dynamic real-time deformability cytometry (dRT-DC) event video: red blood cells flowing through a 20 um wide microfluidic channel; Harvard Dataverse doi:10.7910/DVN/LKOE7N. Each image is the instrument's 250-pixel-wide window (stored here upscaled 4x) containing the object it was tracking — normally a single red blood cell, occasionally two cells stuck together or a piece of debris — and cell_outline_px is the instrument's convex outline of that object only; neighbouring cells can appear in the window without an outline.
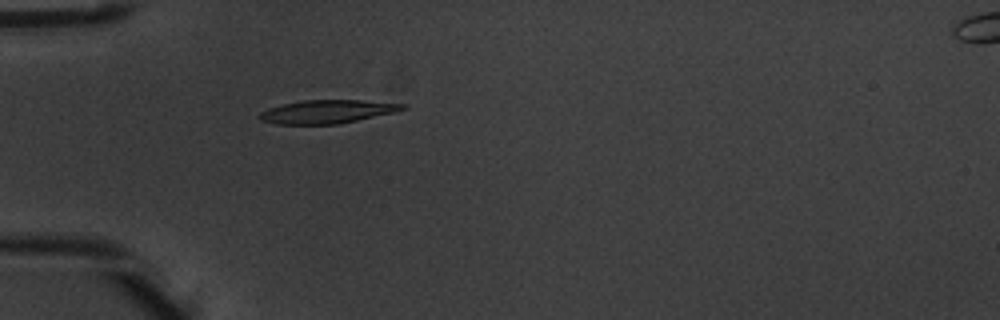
{"species": "common noctule bat (a hibernating species)", "species_latin": "Nyctalus noctula", "temperature_condition": "warm", "stored_images_in_passage": 6, "camera_frame_rate_fps": 3000, "um_per_image_px": 0.085, "animal": {"sex": "male", "body_mass_g": 20.1, "forearm_length_mm": 53.5}, "frame": {"image": 1, "passage_image": 6, "time_ms": 1.667, "image_size_px": [1000, 320], "cell_outline_px": [[408, 108], [396, 112], [340, 124], [276, 124], [260, 120], [256, 116], [260, 112], [268, 108], [284, 104], [304, 100], [360, 100], [408, 104]], "centroid_in_image_um": [27.84, 9.49], "position_along_channel_um": 57.2, "area_um2": 19.65}}